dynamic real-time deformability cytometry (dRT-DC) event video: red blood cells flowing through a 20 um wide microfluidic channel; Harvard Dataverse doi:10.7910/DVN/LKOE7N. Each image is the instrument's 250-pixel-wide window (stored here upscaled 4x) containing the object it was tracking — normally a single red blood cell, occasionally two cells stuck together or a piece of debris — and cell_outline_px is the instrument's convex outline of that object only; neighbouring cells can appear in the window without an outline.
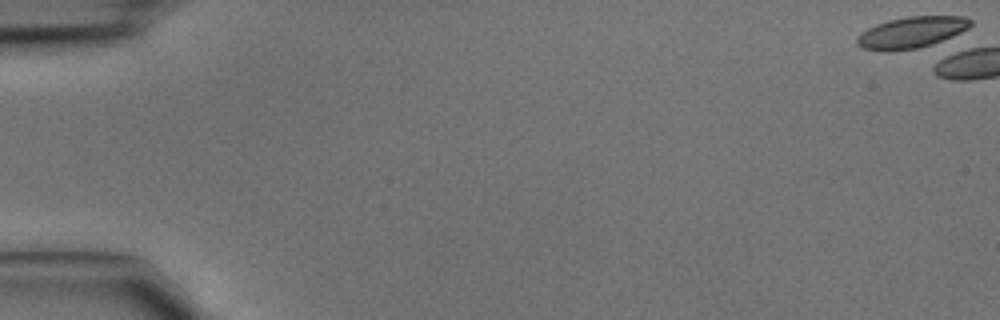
{"species": "common noctule bat (a hibernating species)", "species_latin": "Nyctalus noctula", "temperature_condition": "cold", "stored_images_in_passage": 2, "camera_frame_rate_fps": 3000, "um_per_image_px": 0.085, "animal": {"sex": "male", "body_mass_g": 15.6}, "frame": {"image": 1, "passage_image": 1, "time_ms": 0.0, "image_size_px": [1000, 320], "cell_outline_px": [[972, 24], [968, 28], [952, 40], [916, 48], [888, 52], [864, 48], [856, 44], [856, 36], [860, 32], [876, 24], [888, 20], [908, 16], [964, 16], [972, 20]], "centroid_in_image_um": [77.53, 2.76], "position_along_channel_um": 7.5, "area_um2": 21.33}}